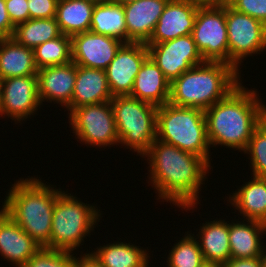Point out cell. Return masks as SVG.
<instances>
[{
  "mask_svg": "<svg viewBox=\"0 0 266 267\" xmlns=\"http://www.w3.org/2000/svg\"><path fill=\"white\" fill-rule=\"evenodd\" d=\"M144 156L149 161V180L158 192V200L164 199L186 210L193 209L199 202V190L211 164L158 139Z\"/></svg>",
  "mask_w": 266,
  "mask_h": 267,
  "instance_id": "6da1fadb",
  "label": "cell"
},
{
  "mask_svg": "<svg viewBox=\"0 0 266 267\" xmlns=\"http://www.w3.org/2000/svg\"><path fill=\"white\" fill-rule=\"evenodd\" d=\"M255 90H246L242 83L204 111L210 146H226L245 151L258 126L262 100Z\"/></svg>",
  "mask_w": 266,
  "mask_h": 267,
  "instance_id": "7a4b0ae2",
  "label": "cell"
},
{
  "mask_svg": "<svg viewBox=\"0 0 266 267\" xmlns=\"http://www.w3.org/2000/svg\"><path fill=\"white\" fill-rule=\"evenodd\" d=\"M41 181L37 177L20 178L12 184L1 209L40 247L50 248L54 206L62 190Z\"/></svg>",
  "mask_w": 266,
  "mask_h": 267,
  "instance_id": "3957f363",
  "label": "cell"
},
{
  "mask_svg": "<svg viewBox=\"0 0 266 267\" xmlns=\"http://www.w3.org/2000/svg\"><path fill=\"white\" fill-rule=\"evenodd\" d=\"M239 73L228 63L205 61L170 84L169 103L205 111L241 83Z\"/></svg>",
  "mask_w": 266,
  "mask_h": 267,
  "instance_id": "277c9868",
  "label": "cell"
},
{
  "mask_svg": "<svg viewBox=\"0 0 266 267\" xmlns=\"http://www.w3.org/2000/svg\"><path fill=\"white\" fill-rule=\"evenodd\" d=\"M158 140L200 156L209 164L210 144L204 110L167 103L157 109Z\"/></svg>",
  "mask_w": 266,
  "mask_h": 267,
  "instance_id": "5b68a950",
  "label": "cell"
},
{
  "mask_svg": "<svg viewBox=\"0 0 266 267\" xmlns=\"http://www.w3.org/2000/svg\"><path fill=\"white\" fill-rule=\"evenodd\" d=\"M119 145L133 149L143 158L157 138L158 107L130 95L111 100Z\"/></svg>",
  "mask_w": 266,
  "mask_h": 267,
  "instance_id": "8992f818",
  "label": "cell"
},
{
  "mask_svg": "<svg viewBox=\"0 0 266 267\" xmlns=\"http://www.w3.org/2000/svg\"><path fill=\"white\" fill-rule=\"evenodd\" d=\"M99 212L98 208L62 191L54 206L49 249L73 252L80 247L99 222L102 215Z\"/></svg>",
  "mask_w": 266,
  "mask_h": 267,
  "instance_id": "52a82bcc",
  "label": "cell"
},
{
  "mask_svg": "<svg viewBox=\"0 0 266 267\" xmlns=\"http://www.w3.org/2000/svg\"><path fill=\"white\" fill-rule=\"evenodd\" d=\"M68 118L76 138L86 145L111 147L119 143L111 101L75 108Z\"/></svg>",
  "mask_w": 266,
  "mask_h": 267,
  "instance_id": "ba28073f",
  "label": "cell"
},
{
  "mask_svg": "<svg viewBox=\"0 0 266 267\" xmlns=\"http://www.w3.org/2000/svg\"><path fill=\"white\" fill-rule=\"evenodd\" d=\"M191 35L204 61L229 64L226 7L201 3Z\"/></svg>",
  "mask_w": 266,
  "mask_h": 267,
  "instance_id": "9c48e42d",
  "label": "cell"
},
{
  "mask_svg": "<svg viewBox=\"0 0 266 267\" xmlns=\"http://www.w3.org/2000/svg\"><path fill=\"white\" fill-rule=\"evenodd\" d=\"M226 25L229 64L239 71L242 59L266 50V26L231 7H226Z\"/></svg>",
  "mask_w": 266,
  "mask_h": 267,
  "instance_id": "30bf717a",
  "label": "cell"
},
{
  "mask_svg": "<svg viewBox=\"0 0 266 267\" xmlns=\"http://www.w3.org/2000/svg\"><path fill=\"white\" fill-rule=\"evenodd\" d=\"M146 46L149 57L170 83L185 71L205 62L191 34Z\"/></svg>",
  "mask_w": 266,
  "mask_h": 267,
  "instance_id": "8fae6325",
  "label": "cell"
},
{
  "mask_svg": "<svg viewBox=\"0 0 266 267\" xmlns=\"http://www.w3.org/2000/svg\"><path fill=\"white\" fill-rule=\"evenodd\" d=\"M149 57L145 43H124L105 69L107 83L113 97L130 95L136 75Z\"/></svg>",
  "mask_w": 266,
  "mask_h": 267,
  "instance_id": "7c38bea8",
  "label": "cell"
},
{
  "mask_svg": "<svg viewBox=\"0 0 266 267\" xmlns=\"http://www.w3.org/2000/svg\"><path fill=\"white\" fill-rule=\"evenodd\" d=\"M40 106L37 74L2 80L1 116H8L21 123V120L25 121Z\"/></svg>",
  "mask_w": 266,
  "mask_h": 267,
  "instance_id": "4fadbf2b",
  "label": "cell"
},
{
  "mask_svg": "<svg viewBox=\"0 0 266 267\" xmlns=\"http://www.w3.org/2000/svg\"><path fill=\"white\" fill-rule=\"evenodd\" d=\"M123 44L121 40L90 30L76 34L71 37L72 62L105 70Z\"/></svg>",
  "mask_w": 266,
  "mask_h": 267,
  "instance_id": "5bb4252c",
  "label": "cell"
},
{
  "mask_svg": "<svg viewBox=\"0 0 266 267\" xmlns=\"http://www.w3.org/2000/svg\"><path fill=\"white\" fill-rule=\"evenodd\" d=\"M202 0H169L145 44L162 43L192 34Z\"/></svg>",
  "mask_w": 266,
  "mask_h": 267,
  "instance_id": "9a60e30c",
  "label": "cell"
},
{
  "mask_svg": "<svg viewBox=\"0 0 266 267\" xmlns=\"http://www.w3.org/2000/svg\"><path fill=\"white\" fill-rule=\"evenodd\" d=\"M37 78L41 104L44 101H53L65 108L71 104L76 80L75 63L71 61L64 65L40 68Z\"/></svg>",
  "mask_w": 266,
  "mask_h": 267,
  "instance_id": "2e32d148",
  "label": "cell"
},
{
  "mask_svg": "<svg viewBox=\"0 0 266 267\" xmlns=\"http://www.w3.org/2000/svg\"><path fill=\"white\" fill-rule=\"evenodd\" d=\"M40 248L6 212L0 210V254L4 260L22 267Z\"/></svg>",
  "mask_w": 266,
  "mask_h": 267,
  "instance_id": "e0dca14e",
  "label": "cell"
},
{
  "mask_svg": "<svg viewBox=\"0 0 266 267\" xmlns=\"http://www.w3.org/2000/svg\"><path fill=\"white\" fill-rule=\"evenodd\" d=\"M169 0H138L123 6L127 43H146Z\"/></svg>",
  "mask_w": 266,
  "mask_h": 267,
  "instance_id": "ac0fdd59",
  "label": "cell"
},
{
  "mask_svg": "<svg viewBox=\"0 0 266 267\" xmlns=\"http://www.w3.org/2000/svg\"><path fill=\"white\" fill-rule=\"evenodd\" d=\"M112 98L105 70L76 65L75 88L66 108L70 113L84 105L110 102Z\"/></svg>",
  "mask_w": 266,
  "mask_h": 267,
  "instance_id": "d6986e66",
  "label": "cell"
},
{
  "mask_svg": "<svg viewBox=\"0 0 266 267\" xmlns=\"http://www.w3.org/2000/svg\"><path fill=\"white\" fill-rule=\"evenodd\" d=\"M170 84L161 69L148 57L136 75L130 96L158 107L169 102Z\"/></svg>",
  "mask_w": 266,
  "mask_h": 267,
  "instance_id": "ffe728a7",
  "label": "cell"
},
{
  "mask_svg": "<svg viewBox=\"0 0 266 267\" xmlns=\"http://www.w3.org/2000/svg\"><path fill=\"white\" fill-rule=\"evenodd\" d=\"M244 221H247L245 223ZM239 222V223H238ZM266 224L245 220L229 223V245L231 258H255L260 257L264 249Z\"/></svg>",
  "mask_w": 266,
  "mask_h": 267,
  "instance_id": "44dd1931",
  "label": "cell"
},
{
  "mask_svg": "<svg viewBox=\"0 0 266 267\" xmlns=\"http://www.w3.org/2000/svg\"><path fill=\"white\" fill-rule=\"evenodd\" d=\"M235 193L230 194L229 202L239 210L245 220L266 224V180L253 176Z\"/></svg>",
  "mask_w": 266,
  "mask_h": 267,
  "instance_id": "7402d4cb",
  "label": "cell"
},
{
  "mask_svg": "<svg viewBox=\"0 0 266 267\" xmlns=\"http://www.w3.org/2000/svg\"><path fill=\"white\" fill-rule=\"evenodd\" d=\"M33 49L18 44L13 38H0V78L35 75Z\"/></svg>",
  "mask_w": 266,
  "mask_h": 267,
  "instance_id": "603a6c76",
  "label": "cell"
},
{
  "mask_svg": "<svg viewBox=\"0 0 266 267\" xmlns=\"http://www.w3.org/2000/svg\"><path fill=\"white\" fill-rule=\"evenodd\" d=\"M198 233L197 239L205 262L223 265L231 258L229 223L224 219L203 223Z\"/></svg>",
  "mask_w": 266,
  "mask_h": 267,
  "instance_id": "cb8c5ba5",
  "label": "cell"
},
{
  "mask_svg": "<svg viewBox=\"0 0 266 267\" xmlns=\"http://www.w3.org/2000/svg\"><path fill=\"white\" fill-rule=\"evenodd\" d=\"M94 6L85 0H58L55 19L62 34L72 37L88 32Z\"/></svg>",
  "mask_w": 266,
  "mask_h": 267,
  "instance_id": "d4e9b609",
  "label": "cell"
},
{
  "mask_svg": "<svg viewBox=\"0 0 266 267\" xmlns=\"http://www.w3.org/2000/svg\"><path fill=\"white\" fill-rule=\"evenodd\" d=\"M92 254L103 267H149L145 249L126 242L109 243L96 248Z\"/></svg>",
  "mask_w": 266,
  "mask_h": 267,
  "instance_id": "484cf974",
  "label": "cell"
},
{
  "mask_svg": "<svg viewBox=\"0 0 266 267\" xmlns=\"http://www.w3.org/2000/svg\"><path fill=\"white\" fill-rule=\"evenodd\" d=\"M90 31L127 43V28L123 5L113 1L96 4L92 13Z\"/></svg>",
  "mask_w": 266,
  "mask_h": 267,
  "instance_id": "4316f807",
  "label": "cell"
},
{
  "mask_svg": "<svg viewBox=\"0 0 266 267\" xmlns=\"http://www.w3.org/2000/svg\"><path fill=\"white\" fill-rule=\"evenodd\" d=\"M62 35L55 17L29 19L15 26L12 38L20 45L34 49Z\"/></svg>",
  "mask_w": 266,
  "mask_h": 267,
  "instance_id": "83f0119b",
  "label": "cell"
},
{
  "mask_svg": "<svg viewBox=\"0 0 266 267\" xmlns=\"http://www.w3.org/2000/svg\"><path fill=\"white\" fill-rule=\"evenodd\" d=\"M33 52L38 69L67 64L72 61L71 37L62 34L35 47Z\"/></svg>",
  "mask_w": 266,
  "mask_h": 267,
  "instance_id": "f1b7e54d",
  "label": "cell"
},
{
  "mask_svg": "<svg viewBox=\"0 0 266 267\" xmlns=\"http://www.w3.org/2000/svg\"><path fill=\"white\" fill-rule=\"evenodd\" d=\"M170 251L168 261H166L168 267H201L205 263L194 234H188L187 232L185 237L174 244Z\"/></svg>",
  "mask_w": 266,
  "mask_h": 267,
  "instance_id": "f546056e",
  "label": "cell"
},
{
  "mask_svg": "<svg viewBox=\"0 0 266 267\" xmlns=\"http://www.w3.org/2000/svg\"><path fill=\"white\" fill-rule=\"evenodd\" d=\"M71 253L41 247L22 267H73L75 256Z\"/></svg>",
  "mask_w": 266,
  "mask_h": 267,
  "instance_id": "4dcf8cb0",
  "label": "cell"
},
{
  "mask_svg": "<svg viewBox=\"0 0 266 267\" xmlns=\"http://www.w3.org/2000/svg\"><path fill=\"white\" fill-rule=\"evenodd\" d=\"M244 153L250 155L252 174L256 177L266 176V134L258 127L253 131Z\"/></svg>",
  "mask_w": 266,
  "mask_h": 267,
  "instance_id": "1f68e13d",
  "label": "cell"
},
{
  "mask_svg": "<svg viewBox=\"0 0 266 267\" xmlns=\"http://www.w3.org/2000/svg\"><path fill=\"white\" fill-rule=\"evenodd\" d=\"M231 8L257 19L266 26V0H236Z\"/></svg>",
  "mask_w": 266,
  "mask_h": 267,
  "instance_id": "d6a6232c",
  "label": "cell"
},
{
  "mask_svg": "<svg viewBox=\"0 0 266 267\" xmlns=\"http://www.w3.org/2000/svg\"><path fill=\"white\" fill-rule=\"evenodd\" d=\"M58 0H28L30 19H49L56 15Z\"/></svg>",
  "mask_w": 266,
  "mask_h": 267,
  "instance_id": "836d02e7",
  "label": "cell"
},
{
  "mask_svg": "<svg viewBox=\"0 0 266 267\" xmlns=\"http://www.w3.org/2000/svg\"><path fill=\"white\" fill-rule=\"evenodd\" d=\"M7 13L14 26L30 19L28 0H5Z\"/></svg>",
  "mask_w": 266,
  "mask_h": 267,
  "instance_id": "e575fe53",
  "label": "cell"
},
{
  "mask_svg": "<svg viewBox=\"0 0 266 267\" xmlns=\"http://www.w3.org/2000/svg\"><path fill=\"white\" fill-rule=\"evenodd\" d=\"M15 26L9 19L5 0H0V38H12Z\"/></svg>",
  "mask_w": 266,
  "mask_h": 267,
  "instance_id": "d590c367",
  "label": "cell"
},
{
  "mask_svg": "<svg viewBox=\"0 0 266 267\" xmlns=\"http://www.w3.org/2000/svg\"><path fill=\"white\" fill-rule=\"evenodd\" d=\"M223 267H261L260 257L230 258Z\"/></svg>",
  "mask_w": 266,
  "mask_h": 267,
  "instance_id": "8d00e7d4",
  "label": "cell"
},
{
  "mask_svg": "<svg viewBox=\"0 0 266 267\" xmlns=\"http://www.w3.org/2000/svg\"><path fill=\"white\" fill-rule=\"evenodd\" d=\"M73 267H103L92 253H85L80 258L75 256Z\"/></svg>",
  "mask_w": 266,
  "mask_h": 267,
  "instance_id": "74e56055",
  "label": "cell"
},
{
  "mask_svg": "<svg viewBox=\"0 0 266 267\" xmlns=\"http://www.w3.org/2000/svg\"><path fill=\"white\" fill-rule=\"evenodd\" d=\"M266 134V105L262 103L258 111V126Z\"/></svg>",
  "mask_w": 266,
  "mask_h": 267,
  "instance_id": "f35d334b",
  "label": "cell"
},
{
  "mask_svg": "<svg viewBox=\"0 0 266 267\" xmlns=\"http://www.w3.org/2000/svg\"><path fill=\"white\" fill-rule=\"evenodd\" d=\"M236 0H202V3L211 7H231Z\"/></svg>",
  "mask_w": 266,
  "mask_h": 267,
  "instance_id": "ab89813d",
  "label": "cell"
},
{
  "mask_svg": "<svg viewBox=\"0 0 266 267\" xmlns=\"http://www.w3.org/2000/svg\"><path fill=\"white\" fill-rule=\"evenodd\" d=\"M266 247H264L262 254L260 255L261 267H266Z\"/></svg>",
  "mask_w": 266,
  "mask_h": 267,
  "instance_id": "60d3db41",
  "label": "cell"
},
{
  "mask_svg": "<svg viewBox=\"0 0 266 267\" xmlns=\"http://www.w3.org/2000/svg\"><path fill=\"white\" fill-rule=\"evenodd\" d=\"M114 3H117V4H121V5H126V4H129V3H132V2H135V1H138V0H112Z\"/></svg>",
  "mask_w": 266,
  "mask_h": 267,
  "instance_id": "b9f144b4",
  "label": "cell"
},
{
  "mask_svg": "<svg viewBox=\"0 0 266 267\" xmlns=\"http://www.w3.org/2000/svg\"><path fill=\"white\" fill-rule=\"evenodd\" d=\"M201 267H223L221 264L205 262Z\"/></svg>",
  "mask_w": 266,
  "mask_h": 267,
  "instance_id": "7bdbcfd3",
  "label": "cell"
},
{
  "mask_svg": "<svg viewBox=\"0 0 266 267\" xmlns=\"http://www.w3.org/2000/svg\"><path fill=\"white\" fill-rule=\"evenodd\" d=\"M85 1L91 2L96 5V4L108 3L111 2L112 0H85Z\"/></svg>",
  "mask_w": 266,
  "mask_h": 267,
  "instance_id": "ee69618b",
  "label": "cell"
},
{
  "mask_svg": "<svg viewBox=\"0 0 266 267\" xmlns=\"http://www.w3.org/2000/svg\"><path fill=\"white\" fill-rule=\"evenodd\" d=\"M2 101V79L0 78V105Z\"/></svg>",
  "mask_w": 266,
  "mask_h": 267,
  "instance_id": "f6af8a7d",
  "label": "cell"
}]
</instances>
